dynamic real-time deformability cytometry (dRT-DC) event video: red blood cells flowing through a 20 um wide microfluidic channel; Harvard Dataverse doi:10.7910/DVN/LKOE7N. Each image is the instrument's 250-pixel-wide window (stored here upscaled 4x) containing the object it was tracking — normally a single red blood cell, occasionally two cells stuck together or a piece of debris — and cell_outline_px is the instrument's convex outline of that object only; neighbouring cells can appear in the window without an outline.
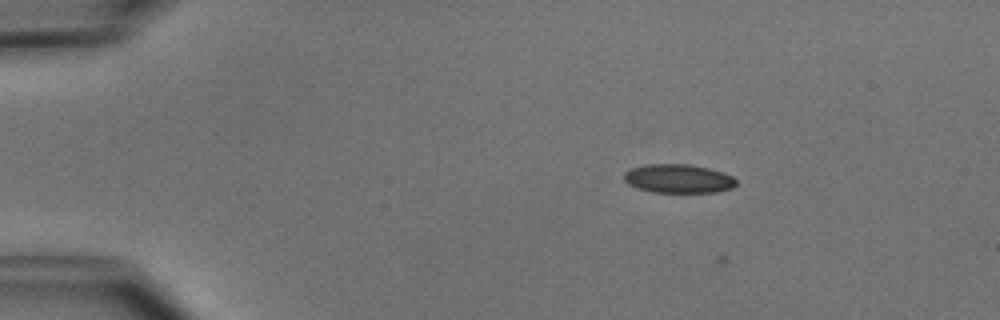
{"species": "common noctule bat (a hibernating species)", "species_latin": "Nyctalus noctula", "temperature_condition": "cold", "stored_images_in_passage": 3, "camera_frame_rate_fps": 3000, "um_per_image_px": 0.085, "animal": {"sex": "male", "body_mass_g": 15.6}, "frame": {"image": 1, "passage_image": 2, "time_ms": 0.333, "image_size_px": [1000, 320], "cell_outline_px": [[736, 184], [732, 188], [716, 192], [652, 192], [628, 184], [624, 180], [624, 172], [632, 168], [644, 164], [688, 164], [708, 168], [724, 172], [732, 176], [736, 180]], "centroid_in_image_um": [57.67, 15.17], "position_along_channel_um": 27.3, "area_um2": 18.79}}